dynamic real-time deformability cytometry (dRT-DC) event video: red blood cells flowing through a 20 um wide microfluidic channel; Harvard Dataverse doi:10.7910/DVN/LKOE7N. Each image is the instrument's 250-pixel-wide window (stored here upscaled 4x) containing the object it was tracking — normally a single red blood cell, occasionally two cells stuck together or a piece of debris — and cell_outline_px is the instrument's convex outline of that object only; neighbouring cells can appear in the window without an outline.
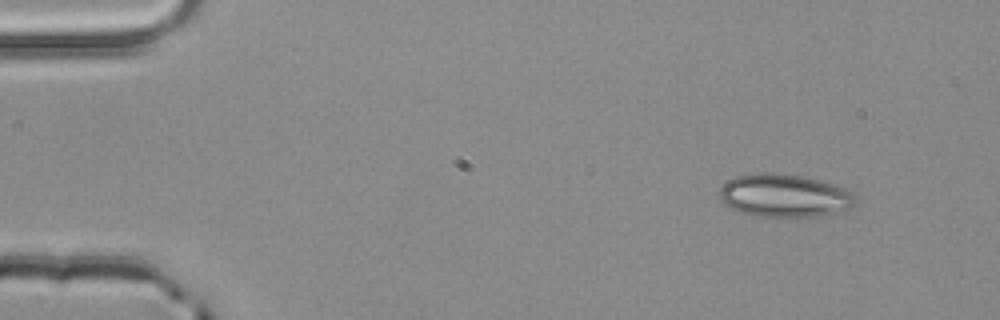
{"species": "common noctule bat (a hibernating species)", "species_latin": "Nyctalus noctula", "temperature_condition": "room temperature", "stored_images_in_passage": 3, "camera_frame_rate_fps": 3000, "um_per_image_px": 0.085, "animal": {"sex": "male", "body_mass_g": 20.4}, "frame": {"image": 1, "passage_image": 1, "time_ms": 0.0, "image_size_px": [1000, 320], "cell_outline_px": [[856, 204], [852, 208], [820, 216], [760, 216], [740, 212], [724, 204], [720, 200], [720, 188], [732, 176], [764, 172], [768, 172], [804, 176], [820, 180], [844, 188], [852, 192]], "centroid_in_image_um": [66.66, 16.61], "position_along_channel_um": 18.3, "area_um2": 33.99}}